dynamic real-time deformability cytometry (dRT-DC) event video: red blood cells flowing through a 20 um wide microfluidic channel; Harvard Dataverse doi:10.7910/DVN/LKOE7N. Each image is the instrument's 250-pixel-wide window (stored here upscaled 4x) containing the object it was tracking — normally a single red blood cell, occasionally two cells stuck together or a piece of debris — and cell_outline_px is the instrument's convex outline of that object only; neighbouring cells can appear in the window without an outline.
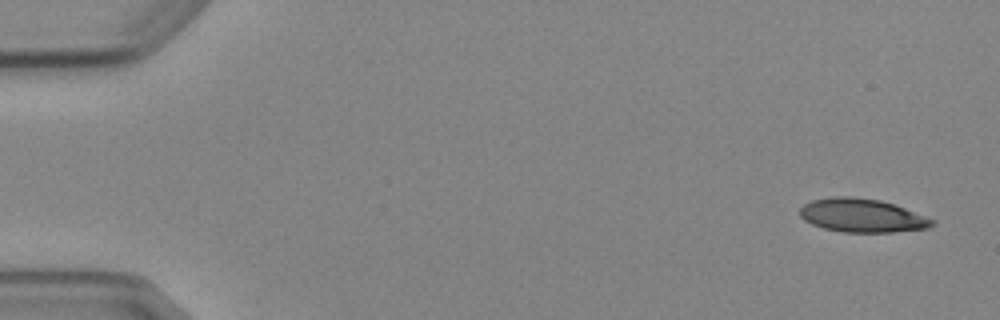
{"species": "Egyptian fruit bat (a non-hibernating species)", "species_latin": "Rousettus aegyptiacus", "temperature_condition": "cold", "stored_images_in_passage": 5, "segment_of_instrument_passage": [2, 2], "camera_frame_rate_fps": 3000, "um_per_image_px": 0.085, "animal": {"sex": "female"}, "frame": {"image": 1, "passage_image": 5, "time_ms": 5.667, "image_size_px": [1000, 320], "cell_outline_px": [[936, 224], [928, 228], [892, 232], [844, 232], [824, 228], [812, 224], [804, 220], [800, 216], [800, 208], [804, 204], [812, 200], [832, 196], [852, 196], [880, 200], [904, 208], [936, 220]], "centroid_in_image_um": [73.27, 18.31], "position_along_channel_um": 11.7, "area_um2": 25.84}}